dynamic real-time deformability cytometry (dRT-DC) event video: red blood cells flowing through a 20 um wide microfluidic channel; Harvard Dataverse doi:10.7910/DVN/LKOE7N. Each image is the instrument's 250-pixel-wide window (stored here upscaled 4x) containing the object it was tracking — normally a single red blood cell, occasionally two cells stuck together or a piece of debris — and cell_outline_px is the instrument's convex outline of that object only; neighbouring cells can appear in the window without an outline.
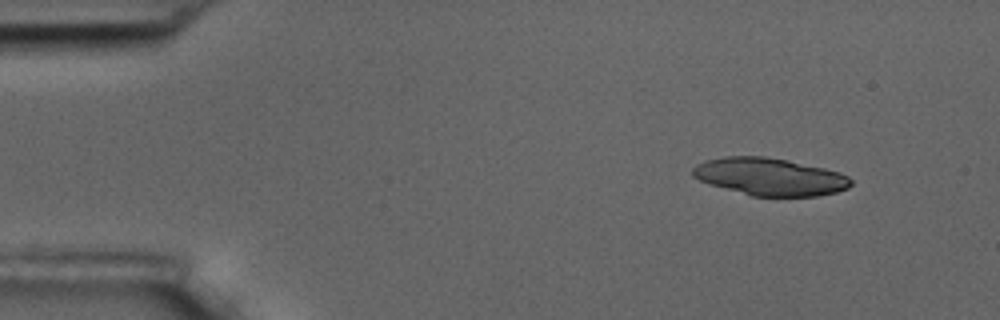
{"species": "common noctule bat (a hibernating species)", "species_latin": "Nyctalus noctula", "temperature_condition": "room temperature", "stored_images_in_passage": 8, "camera_frame_rate_fps": 3000, "um_per_image_px": 0.085, "animal": {"sex": "male", "body_mass_g": 17.5, "forearm_length_mm": 52.3}, "frame": {"image": 1, "passage_image": 2, "time_ms": 1.333, "image_size_px": [1000, 320], "cell_outline_px": [[852, 184], [848, 188], [836, 192], [820, 196], [752, 196], [712, 184], [700, 180], [692, 176], [692, 168], [696, 164], [704, 160], [724, 156], [764, 156], [788, 160], [824, 168], [840, 172], [848, 176], [852, 180]], "centroid_in_image_um": [65.45, 15.01], "position_along_channel_um": 19.5, "area_um2": 34.56}}
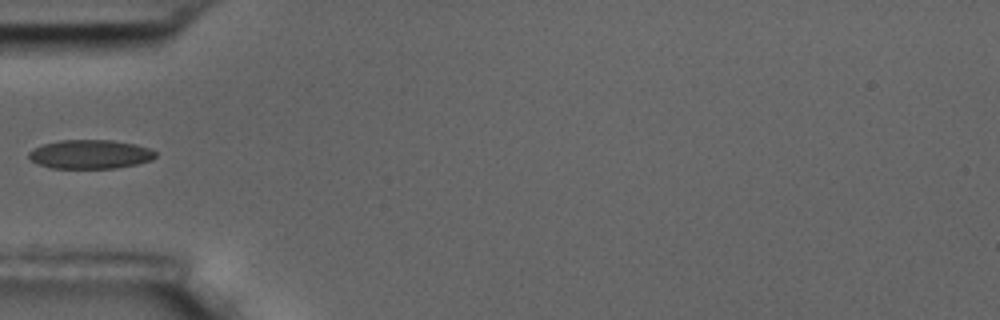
{"frame": {"image": 2, "passage_image": 5, "time_ms": 5.667, "image_size_px": [1000, 320], "cell_outline_px": [[156, 156], [152, 160], [136, 164], [116, 168], [52, 168], [40, 164], [32, 160], [28, 156], [28, 152], [44, 144], [60, 140], [112, 140], [136, 144], [148, 148], [156, 152]], "centroid_in_image_um": [7.7, 13.11], "position_along_channel_um": 77.3, "area_um2": 21.21}}
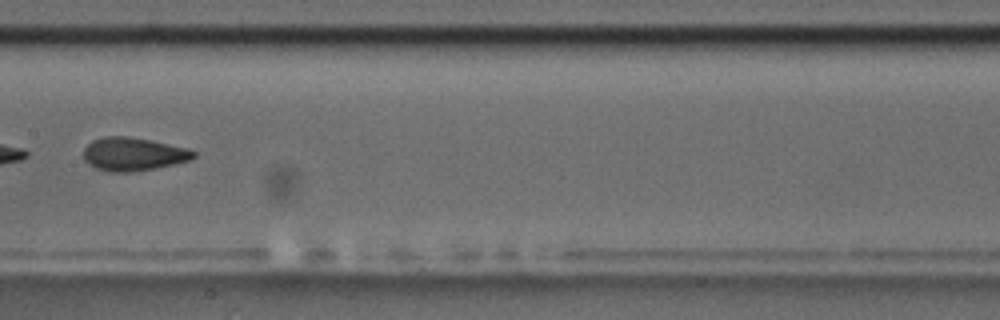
{"frame": {"image": 3, "passage_image": 8, "time_ms": 9.0, "image_size_px": [1000, 320], "cell_outline_px": [[196, 156], [188, 160], [156, 168], [132, 172], [108, 172], [96, 168], [88, 164], [84, 160], [84, 148], [92, 140], [104, 136], [128, 136], [188, 148], [196, 152]], "centroid_in_image_um": [11.29, 13.1], "position_along_channel_um": 196.1, "area_um2": 21.27}}